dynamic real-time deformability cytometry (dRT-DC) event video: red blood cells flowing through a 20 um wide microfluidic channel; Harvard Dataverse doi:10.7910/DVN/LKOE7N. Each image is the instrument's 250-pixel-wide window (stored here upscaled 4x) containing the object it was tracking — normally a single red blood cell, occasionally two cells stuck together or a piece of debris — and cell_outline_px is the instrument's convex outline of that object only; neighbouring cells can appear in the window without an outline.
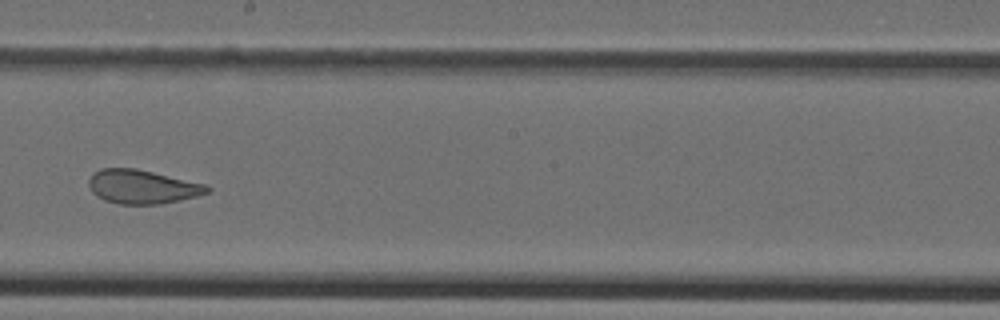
{"species": "Egyptian fruit bat (a non-hibernating species)", "species_latin": "Rousettus aegyptiacus", "temperature_condition": "cold", "stored_images_in_passage": 36, "camera_frame_rate_fps": 3000, "um_per_image_px": 0.085, "animal": {"sex": "female"}, "frame": {"image": 1, "passage_image": 16, "time_ms": 5.0, "image_size_px": [1000, 320], "cell_outline_px": [[212, 188], [208, 192], [196, 196], [180, 200], [160, 204], [120, 204], [104, 200], [92, 192], [88, 184], [88, 180], [92, 172], [100, 168], [136, 168], [204, 184]], "centroid_in_image_um": [12.05, 15.87], "position_along_channel_um": 236.2, "area_um2": 23.29}}
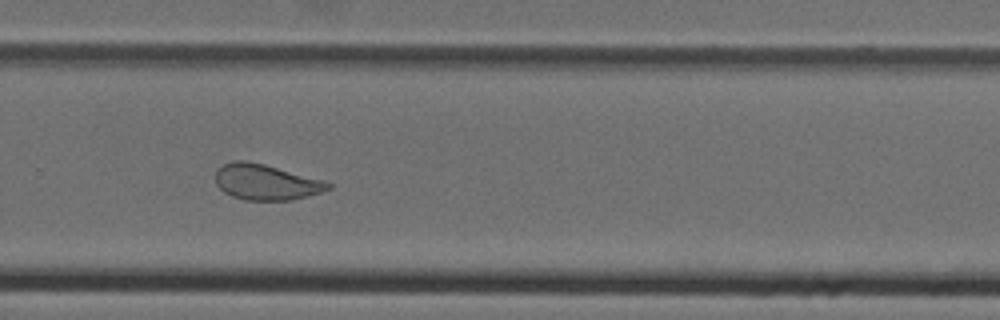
{"frame": {"image": 2, "passage_image": 21, "time_ms": 6.667, "image_size_px": [1000, 320], "cell_outline_px": [[332, 188], [320, 192], [292, 200], [244, 200], [232, 196], [224, 192], [216, 184], [216, 168], [232, 160], [248, 160], [328, 180], [332, 184]], "centroid_in_image_um": [22.63, 15.46], "position_along_channel_um": 307.2, "area_um2": 23.76}}